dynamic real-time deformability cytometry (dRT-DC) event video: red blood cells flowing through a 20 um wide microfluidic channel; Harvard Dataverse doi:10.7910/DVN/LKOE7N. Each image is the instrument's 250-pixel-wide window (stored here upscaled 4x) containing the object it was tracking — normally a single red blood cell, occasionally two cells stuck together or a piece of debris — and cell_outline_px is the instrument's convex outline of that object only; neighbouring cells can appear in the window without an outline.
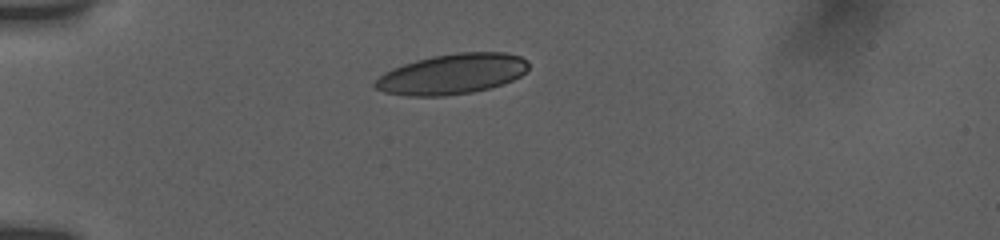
{"species": "human", "species_latin": "Homo sapiens", "temperature_condition": "room temperature", "stored_images_in_passage": 10, "camera_frame_rate_fps": 3000, "um_per_image_px": 0.085, "donor": {"sex": "female"}, "frame": {"image": 1, "passage_image": 1, "time_ms": 0.0, "image_size_px": [1000, 240], "cell_outline_px": [[528, 68], [520, 76], [512, 80], [488, 88], [472, 92], [444, 96], [408, 96], [384, 92], [376, 88], [372, 84], [384, 72], [392, 68], [416, 60], [432, 56], [456, 52], [504, 52], [520, 56], [528, 60]], "centroid_in_image_um": [38.41, 6.28], "position_along_channel_um": 46.6, "area_um2": 36.01}}
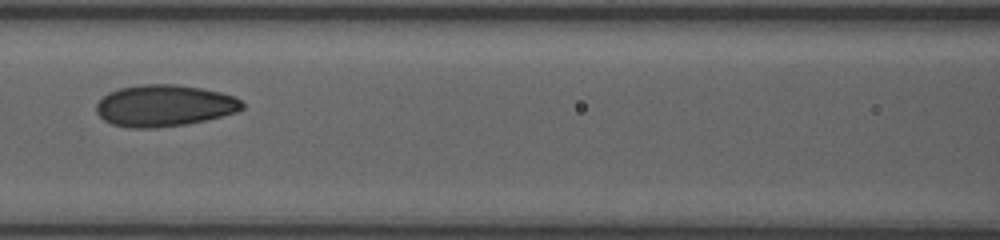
{"frame": {"image": 2, "passage_image": 6, "time_ms": 3.667, "image_size_px": [1000, 240], "cell_outline_px": [[244, 108], [236, 112], [188, 124], [156, 128], [132, 128], [112, 124], [104, 120], [96, 112], [96, 104], [108, 92], [120, 88], [140, 84], [176, 84], [200, 88], [220, 92], [236, 96], [244, 104]], "centroid_in_image_um": [13.96, 8.98], "position_along_channel_um": 152.6, "area_um2": 35.43}}
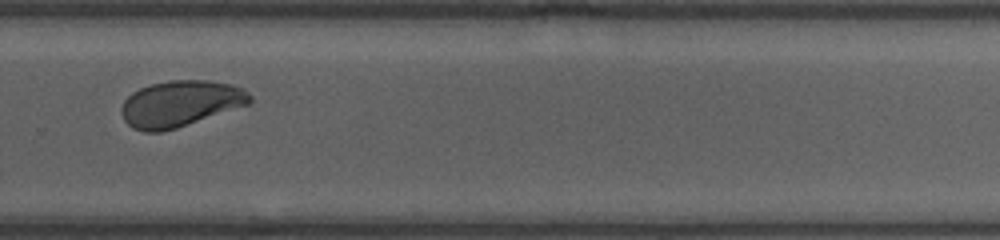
{"frame": {"image": 3, "passage_image": 10, "time_ms": 8.0, "image_size_px": [1000, 240], "cell_outline_px": [[252, 100], [248, 104], [176, 128], [160, 132], [144, 132], [132, 128], [124, 120], [120, 112], [120, 108], [124, 100], [132, 92], [140, 88], [152, 84], [172, 80], [208, 80], [232, 84], [248, 92], [252, 96]], "centroid_in_image_um": [15.29, 8.81], "position_along_channel_um": 314.5, "area_um2": 34.39}}